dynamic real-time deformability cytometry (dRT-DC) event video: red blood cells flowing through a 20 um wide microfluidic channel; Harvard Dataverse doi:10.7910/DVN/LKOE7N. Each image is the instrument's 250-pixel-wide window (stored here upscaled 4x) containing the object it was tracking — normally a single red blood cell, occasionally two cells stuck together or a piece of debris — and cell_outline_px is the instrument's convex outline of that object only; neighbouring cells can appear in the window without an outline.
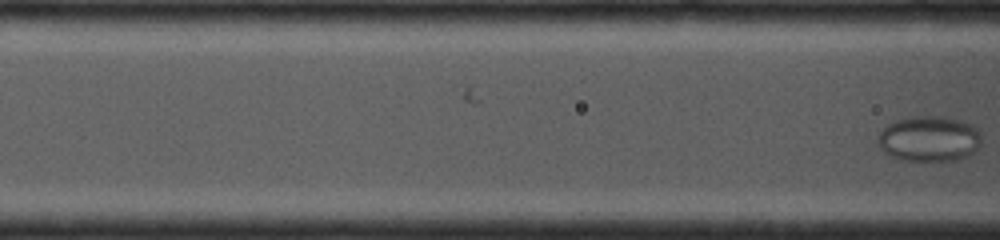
{"species": "common noctule bat (a hibernating species)", "species_latin": "Nyctalus noctula", "temperature_condition": "cold", "stored_images_in_passage": 6, "camera_frame_rate_fps": 4000, "um_per_image_px": 0.085, "animal": {"sex": "female", "body_mass_g": 19.0, "forearm_length_mm": 53.3}, "frame": {"image": 1, "passage_image": 6, "time_ms": 3.0, "image_size_px": [1000, 240], "cell_outline_px": [[980, 144], [968, 156], [952, 160], [904, 160], [892, 156], [884, 152], [876, 144], [876, 136], [888, 124], [896, 120], [912, 116], [940, 116], [960, 120], [972, 124], [980, 132]], "centroid_in_image_um": [78.94, 11.78], "position_along_channel_um": 87.7, "area_um2": 27.46}}